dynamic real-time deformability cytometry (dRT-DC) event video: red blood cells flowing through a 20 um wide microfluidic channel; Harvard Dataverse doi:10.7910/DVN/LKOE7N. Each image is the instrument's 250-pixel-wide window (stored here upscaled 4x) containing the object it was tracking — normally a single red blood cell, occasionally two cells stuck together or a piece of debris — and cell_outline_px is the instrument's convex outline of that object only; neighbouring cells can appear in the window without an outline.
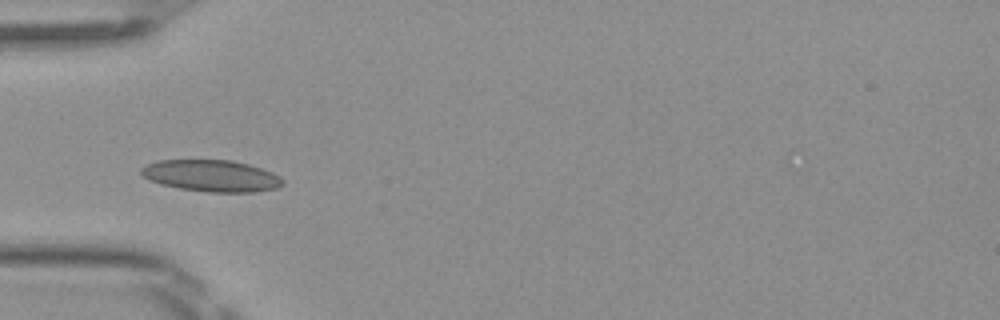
{"species": "Egyptian fruit bat (a non-hibernating species)", "species_latin": "Rousettus aegyptiacus", "temperature_condition": "room temperature", "stored_images_in_passage": 7, "camera_frame_rate_fps": 3000, "um_per_image_px": 0.085, "frame": {"image": 1, "passage_image": 6, "time_ms": 1.667, "image_size_px": [1000, 320], "cell_outline_px": [[284, 184], [276, 188], [256, 192], [208, 192], [180, 188], [160, 184], [148, 180], [140, 172], [140, 168], [148, 164], [160, 160], [232, 160], [248, 164], [272, 172], [280, 176], [284, 180]], "centroid_in_image_um": [17.99, 14.94], "position_along_channel_um": 67.0, "area_um2": 26.13}}
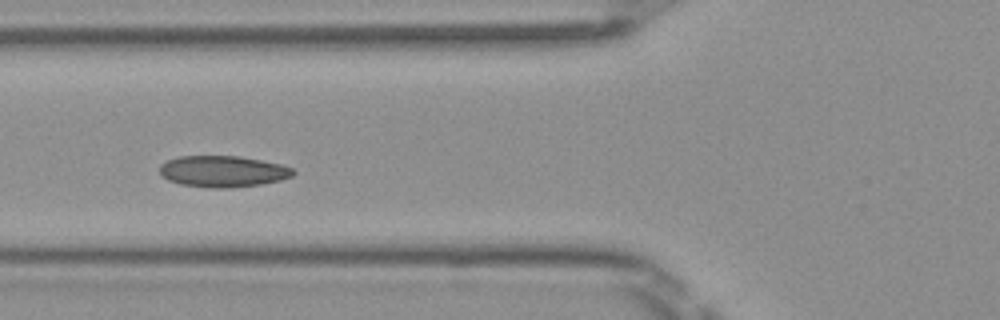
{"frame": {"image": 2, "passage_image": 7, "time_ms": 2.0, "image_size_px": [1000, 320], "cell_outline_px": [[296, 172], [292, 176], [280, 180], [260, 184], [228, 188], [208, 188], [180, 184], [168, 180], [160, 176], [160, 164], [168, 160], [180, 156], [240, 156], [280, 164], [292, 168]], "centroid_in_image_um": [18.92, 14.57], "position_along_channel_um": 106.9, "area_um2": 24.39}}